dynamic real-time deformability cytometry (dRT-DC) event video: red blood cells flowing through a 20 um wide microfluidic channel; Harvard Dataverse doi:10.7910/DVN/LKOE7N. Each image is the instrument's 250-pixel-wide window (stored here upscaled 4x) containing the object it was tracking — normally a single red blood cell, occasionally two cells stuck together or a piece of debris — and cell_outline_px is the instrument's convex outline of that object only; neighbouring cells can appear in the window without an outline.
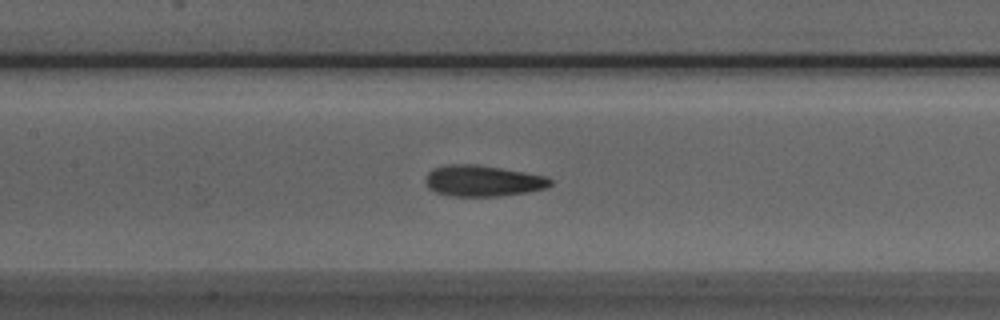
{"species": "Egyptian fruit bat (a non-hibernating species)", "species_latin": "Rousettus aegyptiacus", "temperature_condition": "room temperature", "stored_images_in_passage": 47, "camera_frame_rate_fps": 3000, "um_per_image_px": 0.085, "animal": {"sex": "male"}, "frame": {"image": 1, "passage_image": 18, "time_ms": 5.667, "image_size_px": [1000, 320], "cell_outline_px": [[552, 184], [548, 188], [528, 192], [500, 196], [448, 196], [436, 192], [428, 188], [424, 180], [424, 176], [432, 168], [452, 164], [476, 164], [548, 176], [552, 180]], "centroid_in_image_um": [41.03, 15.37], "position_along_channel_um": 166.4, "area_um2": 22.89}}
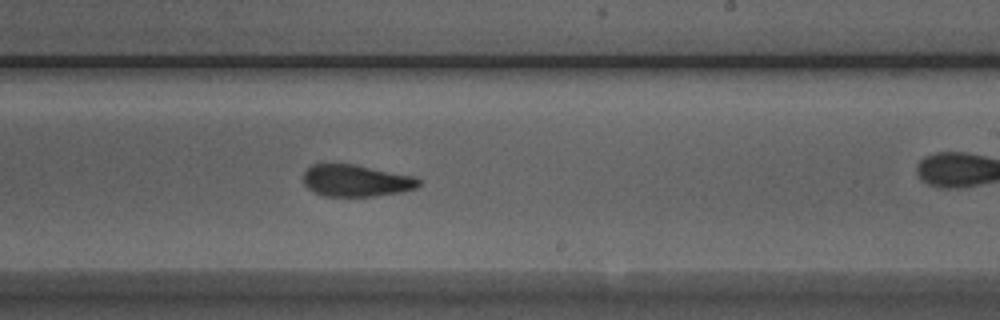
{"frame": {"image": 2, "passage_image": 25, "time_ms": 8.0, "image_size_px": [1000, 320], "cell_outline_px": [[420, 184], [416, 188], [400, 192], [376, 196], [324, 196], [308, 188], [304, 184], [304, 172], [312, 164], [356, 164], [412, 176], [420, 180]], "centroid_in_image_um": [30.26, 15.35], "position_along_channel_um": 258.7, "area_um2": 21.27}}
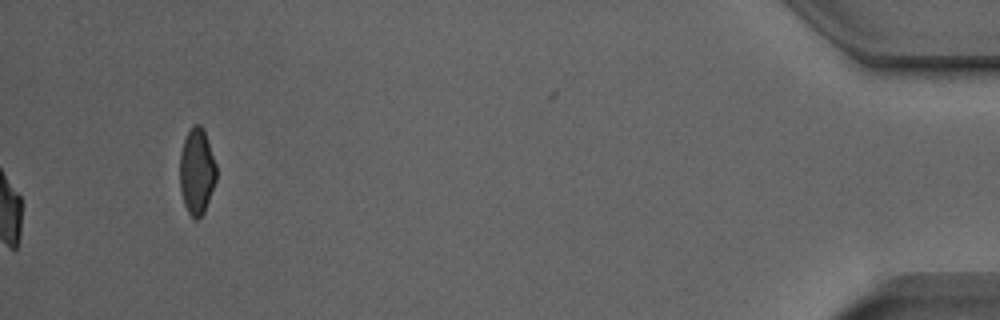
{"frame": {"image": 3, "passage_image": 47, "time_ms": 15.333, "image_size_px": [1000, 320], "cell_outline_px": [[216, 180], [204, 212], [196, 220], [188, 212], [184, 204], [180, 188], [180, 152], [184, 140], [192, 124], [200, 124], [204, 128], [216, 164]], "centroid_in_image_um": [16.73, 14.53], "position_along_channel_um": 418.5, "area_um2": 18.32}, "authors_computed_cell_mechanics": {"area_um2": 22.0218, "velocity_mm_per_s": 3.9796, "shape_relaxation_time_tau1_ms": 6.3384, "shape_relaxation_time_tau2_ms": 2.3576, "deformation_change_tau1": 0.1804, "deformation_change_tau2": 0.0939}}